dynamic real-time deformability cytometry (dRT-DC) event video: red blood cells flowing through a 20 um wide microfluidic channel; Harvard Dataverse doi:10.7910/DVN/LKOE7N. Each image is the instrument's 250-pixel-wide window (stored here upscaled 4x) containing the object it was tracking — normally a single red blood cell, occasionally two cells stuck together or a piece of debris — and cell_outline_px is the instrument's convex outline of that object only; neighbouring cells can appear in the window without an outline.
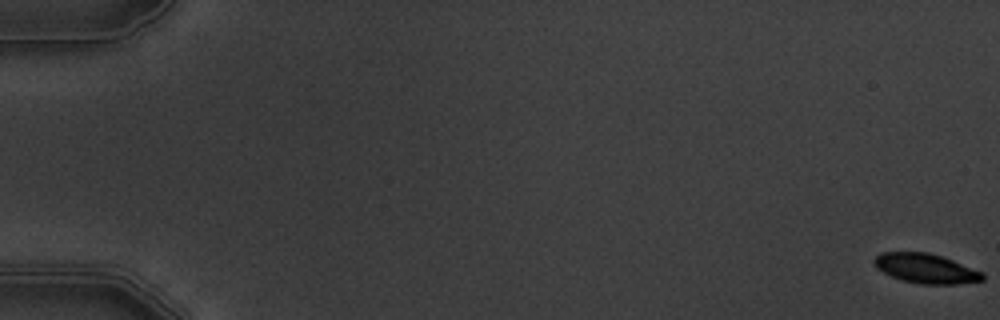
{"species": "common noctule bat (a hibernating species)", "species_latin": "Nyctalus noctula", "temperature_condition": "warm", "stored_images_in_passage": 6, "camera_frame_rate_fps": 3000, "um_per_image_px": 0.085, "animal": {"sex": "male", "body_mass_g": 19.5, "forearm_length_mm": 54.6}, "frame": {"image": 1, "passage_image": 1, "time_ms": 0.0, "image_size_px": [1000, 320], "cell_outline_px": [[984, 280], [960, 284], [920, 284], [900, 280], [876, 268], [872, 264], [872, 260], [880, 252], [928, 252], [952, 260], [984, 272]], "centroid_in_image_um": [78.68, 22.82], "position_along_channel_um": 6.3, "area_um2": 18.84}}